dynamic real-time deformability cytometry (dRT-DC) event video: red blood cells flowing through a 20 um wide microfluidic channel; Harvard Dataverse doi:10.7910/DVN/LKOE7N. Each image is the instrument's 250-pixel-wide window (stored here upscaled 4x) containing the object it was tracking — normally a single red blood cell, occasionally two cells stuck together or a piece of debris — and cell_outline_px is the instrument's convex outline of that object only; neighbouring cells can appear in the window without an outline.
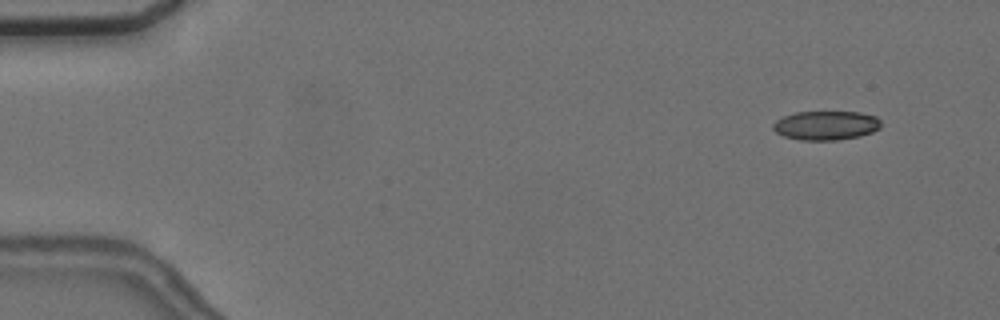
{"species": "common noctule bat (a hibernating species)", "species_latin": "Nyctalus noctula", "temperature_condition": "cold", "stored_images_in_passage": 3, "camera_frame_rate_fps": 3000, "um_per_image_px": 0.085, "animal": {"sex": "female", "body_mass_g": 24.6, "forearm_length_mm": 56.2}, "frame": {"image": 1, "passage_image": 1, "time_ms": 0.0, "image_size_px": [1000, 320], "cell_outline_px": [[880, 128], [872, 132], [860, 136], [836, 140], [800, 140], [784, 136], [776, 132], [772, 128], [772, 124], [776, 120], [784, 116], [796, 112], [860, 112], [876, 116], [880, 120]], "centroid_in_image_um": [70.2, 10.66], "position_along_channel_um": 14.8, "area_um2": 18.32}}